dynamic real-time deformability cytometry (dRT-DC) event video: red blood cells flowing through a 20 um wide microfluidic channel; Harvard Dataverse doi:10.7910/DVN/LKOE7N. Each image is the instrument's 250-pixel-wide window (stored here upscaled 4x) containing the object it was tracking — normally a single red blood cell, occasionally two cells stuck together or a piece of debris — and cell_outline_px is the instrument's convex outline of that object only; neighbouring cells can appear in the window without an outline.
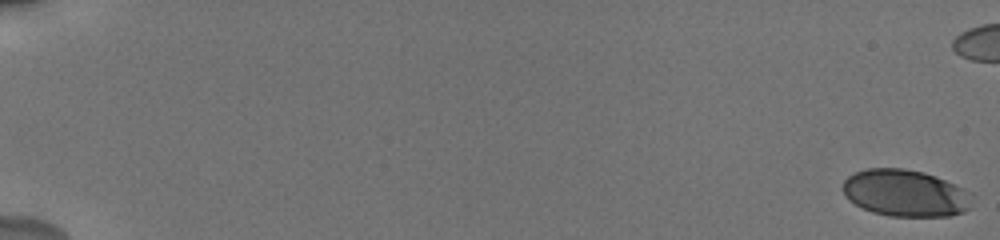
{"species": "human", "species_latin": "Homo sapiens", "temperature_condition": "cold", "stored_images_in_passage": 34, "camera_frame_rate_fps": 3000, "um_per_image_px": 0.085, "donor": {"sex": "male"}, "frame": {"image": 1, "passage_image": 1, "time_ms": 0.0, "image_size_px": [1000, 240], "cell_outline_px": [[972, 192], [968, 208], [964, 212], [948, 216], [888, 216], [872, 212], [848, 200], [844, 192], [844, 180], [848, 176], [856, 172], [868, 168], [904, 168], [924, 172], [936, 176], [964, 188]], "centroid_in_image_um": [76.96, 16.41], "position_along_channel_um": 8.0, "area_um2": 35.26}}